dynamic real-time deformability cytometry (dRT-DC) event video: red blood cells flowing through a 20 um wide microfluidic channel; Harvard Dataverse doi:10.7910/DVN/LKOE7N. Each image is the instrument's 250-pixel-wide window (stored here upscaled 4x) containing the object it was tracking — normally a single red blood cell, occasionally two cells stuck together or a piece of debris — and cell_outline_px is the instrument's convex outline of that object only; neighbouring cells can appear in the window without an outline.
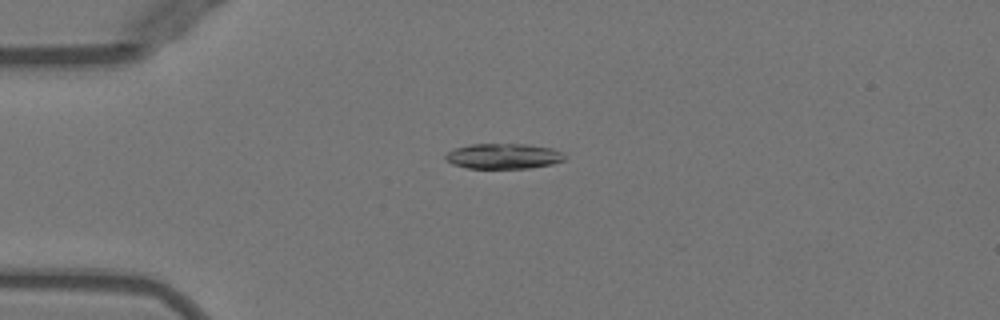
{"species": "Egyptian fruit bat (a non-hibernating species)", "species_latin": "Rousettus aegyptiacus", "temperature_condition": "warm", "stored_images_in_passage": 13, "camera_frame_rate_fps": 3000, "um_per_image_px": 0.085, "animal": {"sex": "female"}, "frame": {"image": 1, "passage_image": 3, "time_ms": 0.667, "image_size_px": [1000, 320], "cell_outline_px": [[564, 160], [552, 164], [528, 168], [468, 168], [452, 164], [444, 160], [444, 156], [452, 148], [472, 144], [528, 144], [552, 148], [560, 152], [564, 156]], "centroid_in_image_um": [42.74, 13.27], "position_along_channel_um": 42.3, "area_um2": 17.63}}
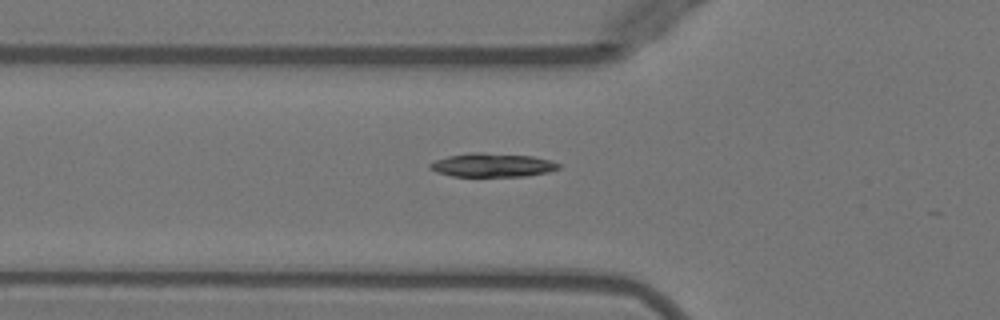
{"frame": {"image": 2, "passage_image": 8, "time_ms": 2.333, "image_size_px": [1000, 320], "cell_outline_px": [[560, 168], [548, 172], [528, 176], [452, 176], [436, 172], [428, 168], [428, 164], [436, 160], [448, 156], [472, 152], [484, 152], [532, 156], [552, 160], [560, 164]], "centroid_in_image_um": [41.85, 14.03], "position_along_channel_um": 83.9, "area_um2": 17.92}}
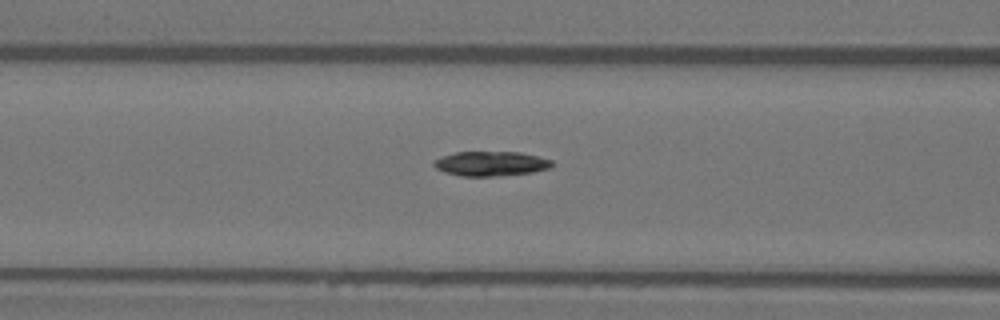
{"frame": {"image": 3, "passage_image": 11, "time_ms": 3.333, "image_size_px": [1000, 320], "cell_outline_px": [[556, 164], [548, 168], [532, 172], [500, 176], [460, 176], [444, 172], [436, 168], [432, 164], [432, 160], [456, 152], [520, 152], [552, 160]], "centroid_in_image_um": [41.71, 13.91], "position_along_channel_um": 124.9, "area_um2": 16.99}}